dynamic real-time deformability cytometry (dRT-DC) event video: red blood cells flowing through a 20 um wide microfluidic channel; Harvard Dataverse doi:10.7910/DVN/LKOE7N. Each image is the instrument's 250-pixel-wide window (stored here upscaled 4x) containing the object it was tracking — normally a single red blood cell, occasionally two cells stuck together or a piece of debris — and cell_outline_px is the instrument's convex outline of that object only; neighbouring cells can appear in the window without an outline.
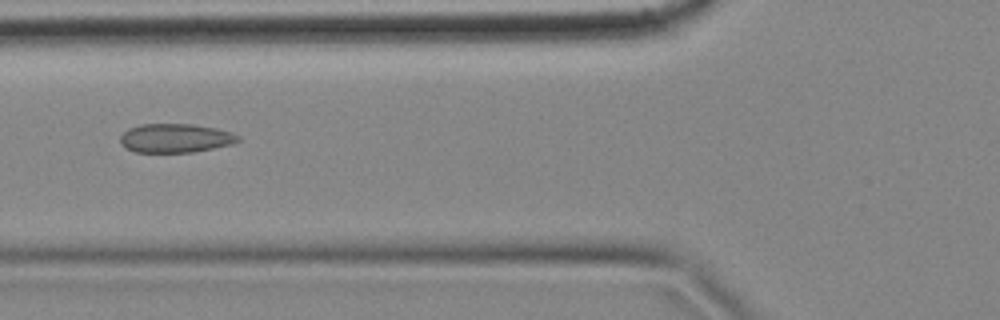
{"species": "common noctule bat (a hibernating species)", "species_latin": "Nyctalus noctula", "temperature_condition": "cold", "stored_images_in_passage": 7, "camera_frame_rate_fps": 3000, "um_per_image_px": 0.085, "animal": {"sex": "female", "body_mass_g": 18.4}, "frame": {"image": 1, "passage_image": 6, "time_ms": 1.667, "image_size_px": [1000, 320], "cell_outline_px": [[240, 140], [232, 144], [192, 152], [136, 152], [120, 144], [120, 136], [128, 128], [140, 124], [192, 124], [216, 128], [232, 132], [240, 136]], "centroid_in_image_um": [14.91, 11.73], "position_along_channel_um": 110.9, "area_um2": 19.83}}
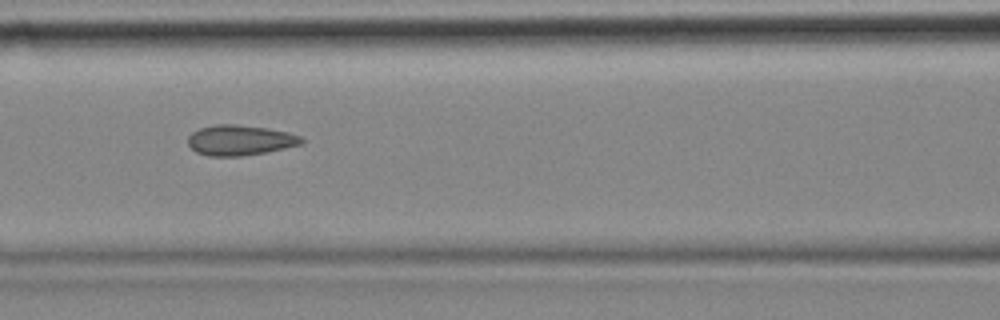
{"frame": {"image": 2, "passage_image": 7, "time_ms": 2.0, "image_size_px": [1000, 320], "cell_outline_px": [[304, 144], [268, 152], [240, 156], [208, 156], [196, 152], [188, 144], [188, 136], [192, 132], [200, 128], [216, 124], [236, 124], [268, 128], [288, 132], [300, 136], [304, 140]], "centroid_in_image_um": [20.42, 11.92], "position_along_channel_um": 146.2, "area_um2": 20.23}}